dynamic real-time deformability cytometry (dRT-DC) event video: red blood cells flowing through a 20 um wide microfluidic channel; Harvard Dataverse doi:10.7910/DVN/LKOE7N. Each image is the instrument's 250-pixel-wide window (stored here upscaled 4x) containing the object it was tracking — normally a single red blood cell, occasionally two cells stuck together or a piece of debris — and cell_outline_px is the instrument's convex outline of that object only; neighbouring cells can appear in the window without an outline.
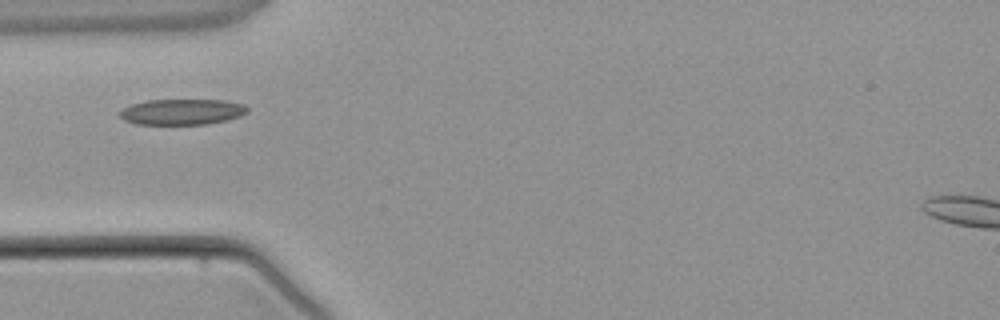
{"species": "common noctule bat (a hibernating species)", "species_latin": "Nyctalus noctula", "temperature_condition": "warm", "stored_images_in_passage": 2, "camera_frame_rate_fps": 3000, "um_per_image_px": 0.085, "animal": {"sex": "male", "body_mass_g": 21.5, "forearm_length_mm": 52.0}, "frame": {"image": 1, "passage_image": 2, "time_ms": 1.0, "image_size_px": [1000, 320], "cell_outline_px": [[248, 112], [240, 116], [208, 124], [136, 124], [124, 120], [120, 116], [120, 112], [124, 108], [132, 104], [148, 100], [224, 100], [244, 104], [248, 108]], "centroid_in_image_um": [15.49, 9.5], "position_along_channel_um": 69.5, "area_um2": 19.02}}